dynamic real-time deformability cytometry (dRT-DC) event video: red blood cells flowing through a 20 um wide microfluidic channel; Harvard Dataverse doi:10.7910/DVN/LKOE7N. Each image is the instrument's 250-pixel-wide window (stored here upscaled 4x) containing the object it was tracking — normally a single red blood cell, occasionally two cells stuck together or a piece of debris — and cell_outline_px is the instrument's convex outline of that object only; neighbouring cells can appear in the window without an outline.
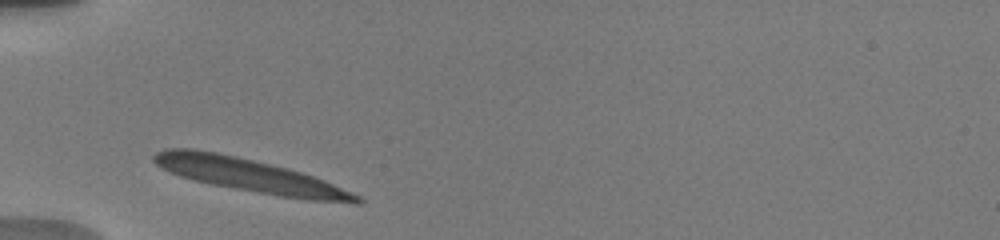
{"species": "human", "species_latin": "Homo sapiens", "temperature_condition": "warm", "stored_images_in_passage": 55, "camera_frame_rate_fps": 3000, "um_per_image_px": 0.085, "donor": {"sex": "male"}, "frame": {"image": 1, "passage_image": 1, "time_ms": 0.0, "image_size_px": [1000, 240], "cell_outline_px": [[364, 200], [360, 204], [356, 204], [308, 200], [280, 196], [212, 184], [192, 180], [168, 172], [160, 168], [152, 160], [152, 156], [156, 152], [164, 148], [192, 148], [216, 152], [236, 156], [288, 168], [324, 180], [360, 196]], "centroid_in_image_um": [21.21, 14.91], "position_along_channel_um": 63.8, "area_um2": 39.25}}
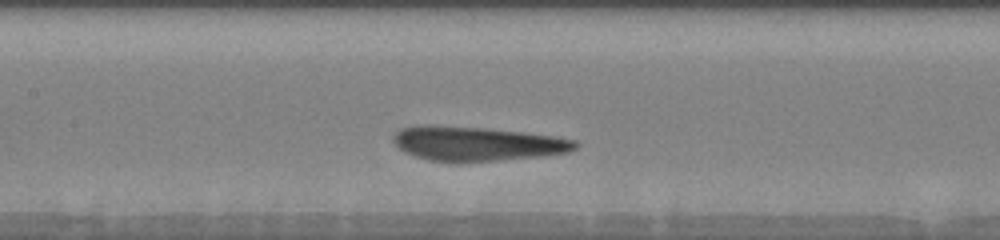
{"frame": {"image": 2, "passage_image": 20, "time_ms": 3.0, "image_size_px": [1000, 240], "cell_outline_px": [[580, 144], [576, 148], [568, 152], [540, 156], [460, 164], [428, 160], [404, 152], [392, 140], [392, 136], [400, 128], [416, 124], [432, 124], [484, 128], [524, 132], [552, 136], [576, 140]], "centroid_in_image_um": [40.47, 12.21], "position_along_channel_um": 166.9, "area_um2": 37.11}}
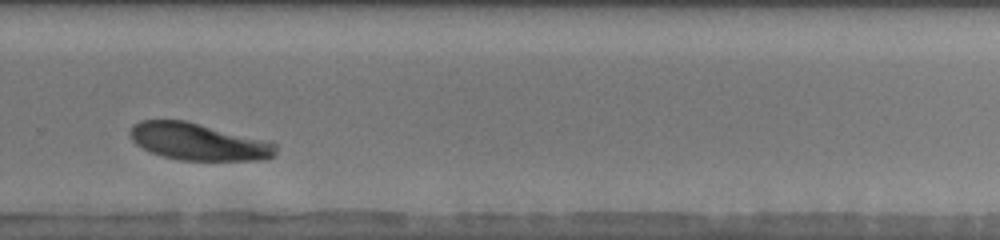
{"frame": {"image": 3, "passage_image": 46, "time_ms": 7.0, "image_size_px": [1000, 240], "cell_outline_px": [[276, 156], [268, 160], [180, 160], [164, 156], [152, 152], [136, 144], [132, 140], [128, 132], [132, 124], [140, 120], [184, 120], [272, 140], [276, 144]], "centroid_in_image_um": [16.93, 12.03], "position_along_channel_um": 312.9, "area_um2": 31.96}, "authors_computed_cell_mechanics": {"area_um2": 35.3158, "velocity_mm_per_s": 3.6613, "shape_relaxation_time_tau1_ms": 2.688, "shape_relaxation_time_tau2_ms": null, "deformation_change_tau1": 0.1754, "deformation_change_tau2": null}}